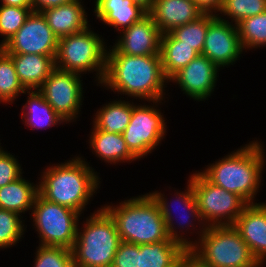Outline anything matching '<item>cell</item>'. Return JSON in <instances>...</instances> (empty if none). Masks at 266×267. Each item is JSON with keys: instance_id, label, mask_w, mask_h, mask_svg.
I'll return each mask as SVG.
<instances>
[{"instance_id": "1", "label": "cell", "mask_w": 266, "mask_h": 267, "mask_svg": "<svg viewBox=\"0 0 266 267\" xmlns=\"http://www.w3.org/2000/svg\"><path fill=\"white\" fill-rule=\"evenodd\" d=\"M169 83L160 55L130 56L114 46L107 48L106 72L101 86L144 102L165 100Z\"/></svg>"}, {"instance_id": "2", "label": "cell", "mask_w": 266, "mask_h": 267, "mask_svg": "<svg viewBox=\"0 0 266 267\" xmlns=\"http://www.w3.org/2000/svg\"><path fill=\"white\" fill-rule=\"evenodd\" d=\"M66 161L52 166L49 164L41 172L38 193L50 202L82 214L100 188L101 178L82 156Z\"/></svg>"}, {"instance_id": "3", "label": "cell", "mask_w": 266, "mask_h": 267, "mask_svg": "<svg viewBox=\"0 0 266 267\" xmlns=\"http://www.w3.org/2000/svg\"><path fill=\"white\" fill-rule=\"evenodd\" d=\"M264 151L262 142L253 140L200 172L211 183L240 196L247 204H257L254 199L263 178L266 163Z\"/></svg>"}, {"instance_id": "4", "label": "cell", "mask_w": 266, "mask_h": 267, "mask_svg": "<svg viewBox=\"0 0 266 267\" xmlns=\"http://www.w3.org/2000/svg\"><path fill=\"white\" fill-rule=\"evenodd\" d=\"M102 207L115 221L122 242L140 245L171 240L159 206L149 193Z\"/></svg>"}, {"instance_id": "5", "label": "cell", "mask_w": 266, "mask_h": 267, "mask_svg": "<svg viewBox=\"0 0 266 267\" xmlns=\"http://www.w3.org/2000/svg\"><path fill=\"white\" fill-rule=\"evenodd\" d=\"M85 220L72 248L74 267H111L122 242L115 221L102 206Z\"/></svg>"}, {"instance_id": "6", "label": "cell", "mask_w": 266, "mask_h": 267, "mask_svg": "<svg viewBox=\"0 0 266 267\" xmlns=\"http://www.w3.org/2000/svg\"><path fill=\"white\" fill-rule=\"evenodd\" d=\"M188 253L204 267H245L258 262L233 225L206 227Z\"/></svg>"}, {"instance_id": "7", "label": "cell", "mask_w": 266, "mask_h": 267, "mask_svg": "<svg viewBox=\"0 0 266 267\" xmlns=\"http://www.w3.org/2000/svg\"><path fill=\"white\" fill-rule=\"evenodd\" d=\"M90 27L59 38L55 66L80 75L96 72L94 78L98 81L96 85L100 86L106 72L107 45L102 35Z\"/></svg>"}, {"instance_id": "8", "label": "cell", "mask_w": 266, "mask_h": 267, "mask_svg": "<svg viewBox=\"0 0 266 267\" xmlns=\"http://www.w3.org/2000/svg\"><path fill=\"white\" fill-rule=\"evenodd\" d=\"M30 216L42 246L72 250L81 214L69 207L44 199L37 194Z\"/></svg>"}, {"instance_id": "9", "label": "cell", "mask_w": 266, "mask_h": 267, "mask_svg": "<svg viewBox=\"0 0 266 267\" xmlns=\"http://www.w3.org/2000/svg\"><path fill=\"white\" fill-rule=\"evenodd\" d=\"M194 172L188 178L205 225H234L248 204L240 196L211 183L200 171Z\"/></svg>"}, {"instance_id": "10", "label": "cell", "mask_w": 266, "mask_h": 267, "mask_svg": "<svg viewBox=\"0 0 266 267\" xmlns=\"http://www.w3.org/2000/svg\"><path fill=\"white\" fill-rule=\"evenodd\" d=\"M175 191H176V193L174 194L175 205H176V203H177V205L178 204L180 205L181 209L178 206V209H180V211L182 209H183L182 212L186 211L185 213H181L182 216H180V218H182V219L181 220L179 219V223L175 217L176 223H178V224L175 223L174 217L172 215L173 212H172V208L170 205L171 200L169 203L168 202L169 200H167V196L165 197L164 192L162 194L161 191L159 192L157 190V191L149 192V194L151 195V197L155 200V202L159 206L160 212H161V214L164 218V221L166 223V229H167V233H168L169 238L171 240L179 243L184 249H186L189 252L198 243L199 239L202 237L207 226L205 225V223L201 219V215H200V212H199V209L197 206V202H196V198H195V194H194L191 180L188 179L187 186H186V189L184 191H179V190L178 191L175 190ZM173 203H172V205L174 206ZM174 208H175V206H174ZM178 209H176V210H178ZM194 222H197L199 228H196L197 226L195 225ZM191 227H192V229H191ZM178 229H179V231H178ZM193 229H194V231L200 230L196 233L197 235L199 234L198 235L199 237L197 236V239H195V241H192V239H190V237L188 238V235H187V237L185 236L187 234L186 231H188V232H189V230L193 231Z\"/></svg>"}, {"instance_id": "11", "label": "cell", "mask_w": 266, "mask_h": 267, "mask_svg": "<svg viewBox=\"0 0 266 267\" xmlns=\"http://www.w3.org/2000/svg\"><path fill=\"white\" fill-rule=\"evenodd\" d=\"M161 101H152V105L136 103L130 122L122 133L128 149L138 160L151 154L166 136L167 123L158 107L163 103Z\"/></svg>"}, {"instance_id": "12", "label": "cell", "mask_w": 266, "mask_h": 267, "mask_svg": "<svg viewBox=\"0 0 266 267\" xmlns=\"http://www.w3.org/2000/svg\"><path fill=\"white\" fill-rule=\"evenodd\" d=\"M81 78L78 73L55 68L38 89L66 124L76 122L81 111L84 100Z\"/></svg>"}, {"instance_id": "13", "label": "cell", "mask_w": 266, "mask_h": 267, "mask_svg": "<svg viewBox=\"0 0 266 267\" xmlns=\"http://www.w3.org/2000/svg\"><path fill=\"white\" fill-rule=\"evenodd\" d=\"M58 41L42 13L32 11L23 26L1 48L7 54L56 56Z\"/></svg>"}, {"instance_id": "14", "label": "cell", "mask_w": 266, "mask_h": 267, "mask_svg": "<svg viewBox=\"0 0 266 267\" xmlns=\"http://www.w3.org/2000/svg\"><path fill=\"white\" fill-rule=\"evenodd\" d=\"M243 50L237 25L221 20L216 15L209 22L202 55L224 69L240 60Z\"/></svg>"}, {"instance_id": "15", "label": "cell", "mask_w": 266, "mask_h": 267, "mask_svg": "<svg viewBox=\"0 0 266 267\" xmlns=\"http://www.w3.org/2000/svg\"><path fill=\"white\" fill-rule=\"evenodd\" d=\"M219 71L217 65L199 54L187 66L176 72L169 79V83H176L183 94L200 102L211 97L218 81Z\"/></svg>"}, {"instance_id": "16", "label": "cell", "mask_w": 266, "mask_h": 267, "mask_svg": "<svg viewBox=\"0 0 266 267\" xmlns=\"http://www.w3.org/2000/svg\"><path fill=\"white\" fill-rule=\"evenodd\" d=\"M121 32L113 45L121 54L160 55L162 33L149 14Z\"/></svg>"}, {"instance_id": "17", "label": "cell", "mask_w": 266, "mask_h": 267, "mask_svg": "<svg viewBox=\"0 0 266 267\" xmlns=\"http://www.w3.org/2000/svg\"><path fill=\"white\" fill-rule=\"evenodd\" d=\"M233 226L256 260L266 264V203L248 204Z\"/></svg>"}, {"instance_id": "18", "label": "cell", "mask_w": 266, "mask_h": 267, "mask_svg": "<svg viewBox=\"0 0 266 267\" xmlns=\"http://www.w3.org/2000/svg\"><path fill=\"white\" fill-rule=\"evenodd\" d=\"M148 14L164 34L197 20L204 12L194 0H154Z\"/></svg>"}, {"instance_id": "19", "label": "cell", "mask_w": 266, "mask_h": 267, "mask_svg": "<svg viewBox=\"0 0 266 267\" xmlns=\"http://www.w3.org/2000/svg\"><path fill=\"white\" fill-rule=\"evenodd\" d=\"M94 3L93 13L96 19L120 31L119 33L148 14L133 0H95Z\"/></svg>"}, {"instance_id": "20", "label": "cell", "mask_w": 266, "mask_h": 267, "mask_svg": "<svg viewBox=\"0 0 266 267\" xmlns=\"http://www.w3.org/2000/svg\"><path fill=\"white\" fill-rule=\"evenodd\" d=\"M81 2L82 0H73L41 12L58 39L85 30L90 26L87 19L88 14Z\"/></svg>"}, {"instance_id": "21", "label": "cell", "mask_w": 266, "mask_h": 267, "mask_svg": "<svg viewBox=\"0 0 266 267\" xmlns=\"http://www.w3.org/2000/svg\"><path fill=\"white\" fill-rule=\"evenodd\" d=\"M20 83L26 90L39 89L56 68L55 57L39 54H8Z\"/></svg>"}, {"instance_id": "22", "label": "cell", "mask_w": 266, "mask_h": 267, "mask_svg": "<svg viewBox=\"0 0 266 267\" xmlns=\"http://www.w3.org/2000/svg\"><path fill=\"white\" fill-rule=\"evenodd\" d=\"M88 139L92 153L106 164L131 163L138 159L128 149L122 134L106 133L94 125Z\"/></svg>"}, {"instance_id": "23", "label": "cell", "mask_w": 266, "mask_h": 267, "mask_svg": "<svg viewBox=\"0 0 266 267\" xmlns=\"http://www.w3.org/2000/svg\"><path fill=\"white\" fill-rule=\"evenodd\" d=\"M24 94L28 95L21 109V119L25 126L38 131L39 128L42 130L66 123L46 102L39 90H26Z\"/></svg>"}, {"instance_id": "24", "label": "cell", "mask_w": 266, "mask_h": 267, "mask_svg": "<svg viewBox=\"0 0 266 267\" xmlns=\"http://www.w3.org/2000/svg\"><path fill=\"white\" fill-rule=\"evenodd\" d=\"M187 254L188 251L173 240L140 244L138 267H177Z\"/></svg>"}, {"instance_id": "25", "label": "cell", "mask_w": 266, "mask_h": 267, "mask_svg": "<svg viewBox=\"0 0 266 267\" xmlns=\"http://www.w3.org/2000/svg\"><path fill=\"white\" fill-rule=\"evenodd\" d=\"M36 183L30 182L22 175L17 180L0 187V208L19 215L31 211L38 194V182Z\"/></svg>"}, {"instance_id": "26", "label": "cell", "mask_w": 266, "mask_h": 267, "mask_svg": "<svg viewBox=\"0 0 266 267\" xmlns=\"http://www.w3.org/2000/svg\"><path fill=\"white\" fill-rule=\"evenodd\" d=\"M134 102L125 100H113L101 108L93 116V125L106 133L122 134L127 128Z\"/></svg>"}, {"instance_id": "27", "label": "cell", "mask_w": 266, "mask_h": 267, "mask_svg": "<svg viewBox=\"0 0 266 267\" xmlns=\"http://www.w3.org/2000/svg\"><path fill=\"white\" fill-rule=\"evenodd\" d=\"M198 55L191 46L180 43L170 32L162 34L160 56L163 72L168 79Z\"/></svg>"}, {"instance_id": "28", "label": "cell", "mask_w": 266, "mask_h": 267, "mask_svg": "<svg viewBox=\"0 0 266 267\" xmlns=\"http://www.w3.org/2000/svg\"><path fill=\"white\" fill-rule=\"evenodd\" d=\"M26 89L20 83L12 58L0 48V103L12 104Z\"/></svg>"}, {"instance_id": "29", "label": "cell", "mask_w": 266, "mask_h": 267, "mask_svg": "<svg viewBox=\"0 0 266 267\" xmlns=\"http://www.w3.org/2000/svg\"><path fill=\"white\" fill-rule=\"evenodd\" d=\"M216 15L204 13L197 20L182 26L175 27L170 33L182 44L191 46L196 52L202 54L209 22Z\"/></svg>"}, {"instance_id": "30", "label": "cell", "mask_w": 266, "mask_h": 267, "mask_svg": "<svg viewBox=\"0 0 266 267\" xmlns=\"http://www.w3.org/2000/svg\"><path fill=\"white\" fill-rule=\"evenodd\" d=\"M241 44L245 50L266 47V10L244 18L237 24Z\"/></svg>"}, {"instance_id": "31", "label": "cell", "mask_w": 266, "mask_h": 267, "mask_svg": "<svg viewBox=\"0 0 266 267\" xmlns=\"http://www.w3.org/2000/svg\"><path fill=\"white\" fill-rule=\"evenodd\" d=\"M265 10L266 0H223L217 17L227 22L231 20L232 24L237 25L244 18L256 16Z\"/></svg>"}, {"instance_id": "32", "label": "cell", "mask_w": 266, "mask_h": 267, "mask_svg": "<svg viewBox=\"0 0 266 267\" xmlns=\"http://www.w3.org/2000/svg\"><path fill=\"white\" fill-rule=\"evenodd\" d=\"M24 216L13 211L0 208V249H6L15 246L22 241L25 234ZM26 227V228H25ZM19 241V242H18Z\"/></svg>"}, {"instance_id": "33", "label": "cell", "mask_w": 266, "mask_h": 267, "mask_svg": "<svg viewBox=\"0 0 266 267\" xmlns=\"http://www.w3.org/2000/svg\"><path fill=\"white\" fill-rule=\"evenodd\" d=\"M31 12L32 8L0 5V34L3 36L0 48L23 26Z\"/></svg>"}, {"instance_id": "34", "label": "cell", "mask_w": 266, "mask_h": 267, "mask_svg": "<svg viewBox=\"0 0 266 267\" xmlns=\"http://www.w3.org/2000/svg\"><path fill=\"white\" fill-rule=\"evenodd\" d=\"M36 249L33 267H74L73 253L68 248L39 245Z\"/></svg>"}, {"instance_id": "35", "label": "cell", "mask_w": 266, "mask_h": 267, "mask_svg": "<svg viewBox=\"0 0 266 267\" xmlns=\"http://www.w3.org/2000/svg\"><path fill=\"white\" fill-rule=\"evenodd\" d=\"M19 160L5 149L0 150V187H3L23 174Z\"/></svg>"}, {"instance_id": "36", "label": "cell", "mask_w": 266, "mask_h": 267, "mask_svg": "<svg viewBox=\"0 0 266 267\" xmlns=\"http://www.w3.org/2000/svg\"><path fill=\"white\" fill-rule=\"evenodd\" d=\"M139 245L121 242L111 267H138Z\"/></svg>"}, {"instance_id": "37", "label": "cell", "mask_w": 266, "mask_h": 267, "mask_svg": "<svg viewBox=\"0 0 266 267\" xmlns=\"http://www.w3.org/2000/svg\"><path fill=\"white\" fill-rule=\"evenodd\" d=\"M72 1L73 0H32V11L42 12L45 9L58 7Z\"/></svg>"}, {"instance_id": "38", "label": "cell", "mask_w": 266, "mask_h": 267, "mask_svg": "<svg viewBox=\"0 0 266 267\" xmlns=\"http://www.w3.org/2000/svg\"><path fill=\"white\" fill-rule=\"evenodd\" d=\"M195 1L198 4V7L204 13H213L215 15H217L223 3V0H195Z\"/></svg>"}, {"instance_id": "39", "label": "cell", "mask_w": 266, "mask_h": 267, "mask_svg": "<svg viewBox=\"0 0 266 267\" xmlns=\"http://www.w3.org/2000/svg\"><path fill=\"white\" fill-rule=\"evenodd\" d=\"M3 5L12 7L32 8V0H0Z\"/></svg>"}, {"instance_id": "40", "label": "cell", "mask_w": 266, "mask_h": 267, "mask_svg": "<svg viewBox=\"0 0 266 267\" xmlns=\"http://www.w3.org/2000/svg\"><path fill=\"white\" fill-rule=\"evenodd\" d=\"M177 267H204L189 253L178 263Z\"/></svg>"}, {"instance_id": "41", "label": "cell", "mask_w": 266, "mask_h": 267, "mask_svg": "<svg viewBox=\"0 0 266 267\" xmlns=\"http://www.w3.org/2000/svg\"><path fill=\"white\" fill-rule=\"evenodd\" d=\"M133 2L140 5L143 9L149 12L152 9L154 0H133Z\"/></svg>"}, {"instance_id": "42", "label": "cell", "mask_w": 266, "mask_h": 267, "mask_svg": "<svg viewBox=\"0 0 266 267\" xmlns=\"http://www.w3.org/2000/svg\"><path fill=\"white\" fill-rule=\"evenodd\" d=\"M263 263L261 262H257L256 264L252 265V266H245V267H263Z\"/></svg>"}]
</instances>
